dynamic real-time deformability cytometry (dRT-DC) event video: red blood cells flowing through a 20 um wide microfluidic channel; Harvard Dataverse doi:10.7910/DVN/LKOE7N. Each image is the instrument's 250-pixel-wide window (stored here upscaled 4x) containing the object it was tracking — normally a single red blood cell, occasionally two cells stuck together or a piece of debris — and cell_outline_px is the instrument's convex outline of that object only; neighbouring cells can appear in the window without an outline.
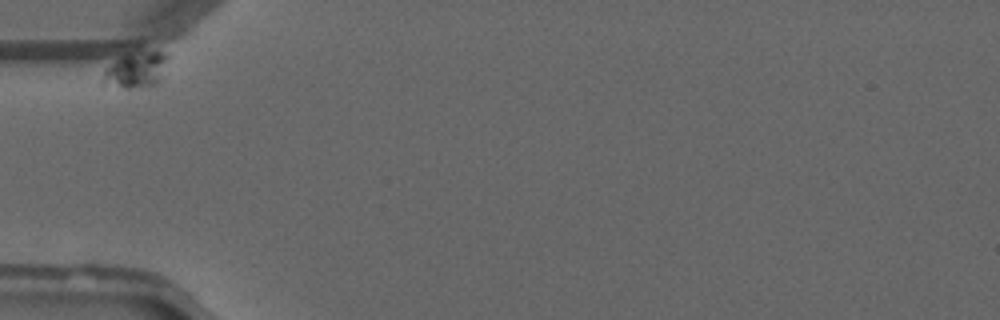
{"species": "common noctule bat (a hibernating species)", "species_latin": "Nyctalus noctula", "temperature_condition": "warm", "stored_images_in_passage": 3, "camera_frame_rate_fps": 3000, "um_per_image_px": 0.085, "animal": {"sex": "male", "forearm_length_mm": 52.5}, "frame": {"image": 1, "passage_image": 3, "time_ms": 2.333, "image_size_px": [1000, 320], "cell_outline_px": [[168, 56], [156, 80], [152, 84], [132, 88], [100, 88], [100, 80], [104, 72], [116, 60], [124, 56], [152, 52], [164, 52]], "centroid_in_image_um": [11.38, 6.02], "position_along_channel_um": 73.6, "area_um2": 12.77}}